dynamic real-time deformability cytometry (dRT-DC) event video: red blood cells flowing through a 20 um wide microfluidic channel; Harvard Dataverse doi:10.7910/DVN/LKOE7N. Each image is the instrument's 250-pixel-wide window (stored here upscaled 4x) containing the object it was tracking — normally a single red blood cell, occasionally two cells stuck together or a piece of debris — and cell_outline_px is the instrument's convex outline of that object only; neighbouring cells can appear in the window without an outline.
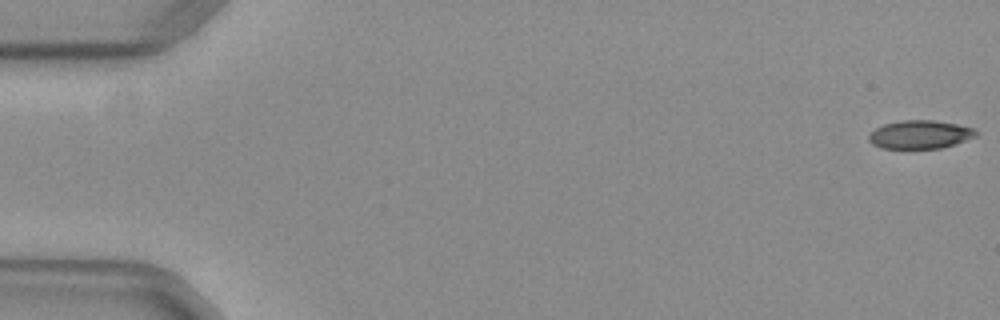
{"species": "common noctule bat (a hibernating species)", "species_latin": "Nyctalus noctula", "temperature_condition": "warm", "stored_images_in_passage": 12, "camera_frame_rate_fps": 3000, "um_per_image_px": 0.085, "animal": {"sex": "female", "body_mass_g": 29.2, "forearm_length_mm": 56.3}, "frame": {"image": 1, "passage_image": 1, "time_ms": 0.0, "image_size_px": [1000, 320], "cell_outline_px": [[976, 136], [956, 144], [940, 148], [880, 148], [872, 144], [868, 140], [868, 136], [876, 128], [884, 124], [900, 120], [932, 120], [956, 124], [972, 128], [976, 132]], "centroid_in_image_um": [78.17, 11.43], "position_along_channel_um": 6.8, "area_um2": 17.57}}